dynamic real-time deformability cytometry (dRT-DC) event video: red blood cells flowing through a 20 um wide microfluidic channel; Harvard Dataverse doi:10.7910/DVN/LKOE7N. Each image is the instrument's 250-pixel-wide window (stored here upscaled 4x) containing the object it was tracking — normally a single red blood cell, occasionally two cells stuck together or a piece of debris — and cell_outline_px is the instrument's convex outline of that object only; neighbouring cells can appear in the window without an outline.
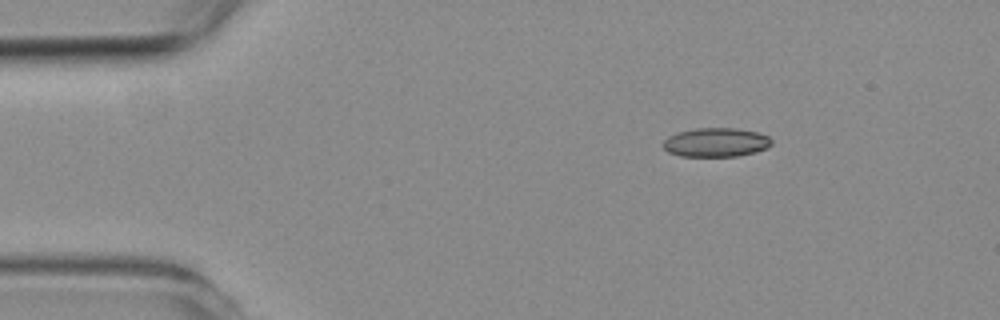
{"species": "common noctule bat (a hibernating species)", "species_latin": "Nyctalus noctula", "temperature_condition": "room temperature", "stored_images_in_passage": 6, "segment_of_instrument_passage": [2, 2], "camera_frame_rate_fps": 3000, "um_per_image_px": 0.085, "animal": {"sex": "female", "body_mass_g": 19.3, "forearm_length_mm": 54.1}, "frame": {"image": 1, "passage_image": 6, "time_ms": 7.333, "image_size_px": [1000, 320], "cell_outline_px": [[772, 144], [768, 148], [756, 152], [736, 156], [680, 156], [668, 152], [660, 144], [668, 136], [680, 132], [696, 128], [736, 128], [756, 132], [768, 136], [772, 140]], "centroid_in_image_um": [60.85, 12.1], "position_along_channel_um": 24.1, "area_um2": 18.38}}